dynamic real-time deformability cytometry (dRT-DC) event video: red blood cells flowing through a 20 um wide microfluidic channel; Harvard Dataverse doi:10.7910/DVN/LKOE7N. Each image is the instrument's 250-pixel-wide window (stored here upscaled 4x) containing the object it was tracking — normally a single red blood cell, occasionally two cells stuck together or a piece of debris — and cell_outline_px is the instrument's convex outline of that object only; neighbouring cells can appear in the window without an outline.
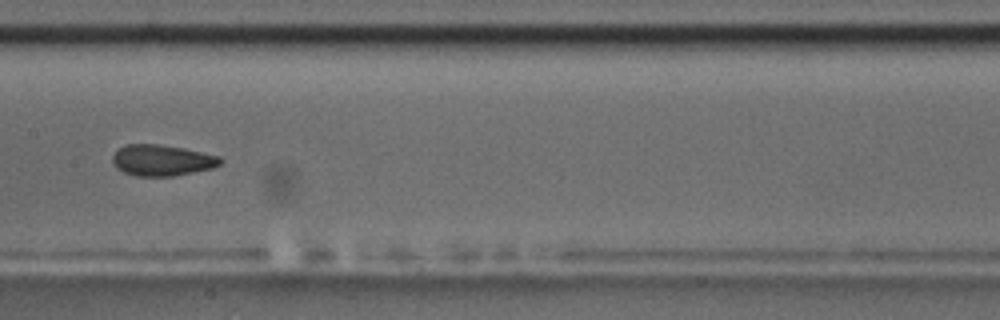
{"species": "common noctule bat (a hibernating species)", "species_latin": "Nyctalus noctula", "temperature_condition": "room temperature", "stored_images_in_passage": 8, "camera_frame_rate_fps": 3000, "um_per_image_px": 0.085, "animal": {"sex": "male", "body_mass_g": 17.5, "forearm_length_mm": 52.3}, "frame": {"image": 1, "passage_image": 8, "time_ms": 8.333, "image_size_px": [1000, 320], "cell_outline_px": [[224, 160], [220, 164], [212, 168], [172, 176], [136, 176], [124, 172], [116, 168], [112, 164], [112, 156], [120, 148], [128, 144], [156, 144], [184, 148], [220, 156]], "centroid_in_image_um": [13.77, 13.62], "position_along_channel_um": 193.6, "area_um2": 19.48}}